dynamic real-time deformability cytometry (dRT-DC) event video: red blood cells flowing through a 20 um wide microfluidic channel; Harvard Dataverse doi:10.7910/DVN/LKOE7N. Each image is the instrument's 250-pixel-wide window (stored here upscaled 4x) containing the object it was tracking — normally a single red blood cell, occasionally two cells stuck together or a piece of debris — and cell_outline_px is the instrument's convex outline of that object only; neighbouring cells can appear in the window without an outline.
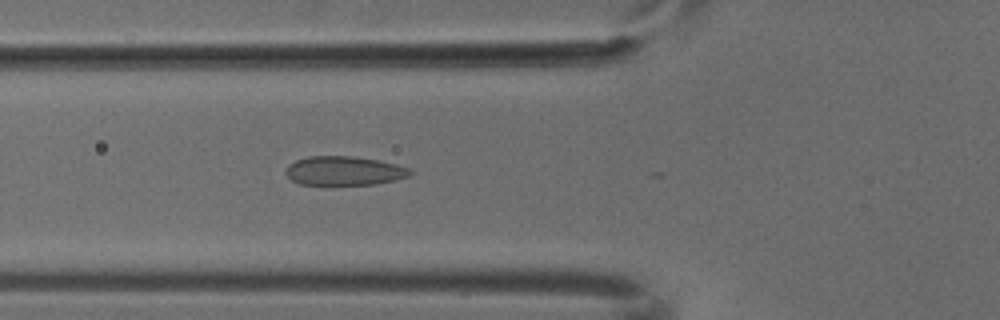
{"species": "common noctule bat (a hibernating species)", "species_latin": "Nyctalus noctula", "temperature_condition": "cold", "stored_images_in_passage": 6, "camera_frame_rate_fps": 3000, "um_per_image_px": 0.085, "animal": {"sex": "male", "body_mass_g": 18.8}, "frame": {"image": 1, "passage_image": 6, "time_ms": 1.667, "image_size_px": [1000, 320], "cell_outline_px": [[412, 172], [408, 176], [376, 184], [300, 184], [292, 180], [284, 172], [288, 164], [296, 160], [308, 156], [352, 156], [380, 160], [396, 164], [408, 168]], "centroid_in_image_um": [29.21, 14.5], "position_along_channel_um": 96.6, "area_um2": 20.87}}